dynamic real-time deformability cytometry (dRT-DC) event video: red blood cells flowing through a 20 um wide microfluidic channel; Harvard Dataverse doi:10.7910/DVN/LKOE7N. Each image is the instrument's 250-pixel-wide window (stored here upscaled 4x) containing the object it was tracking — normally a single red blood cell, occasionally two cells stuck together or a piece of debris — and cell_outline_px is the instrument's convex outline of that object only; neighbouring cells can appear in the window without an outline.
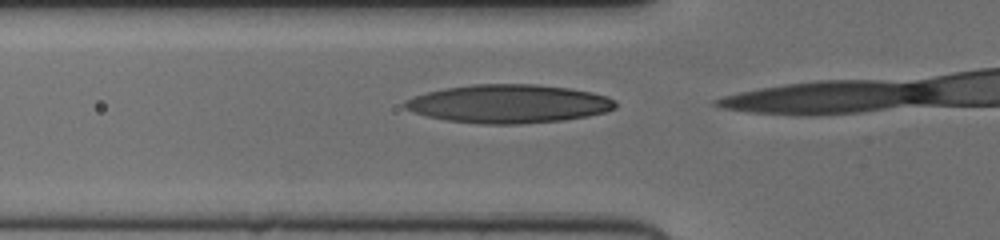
{"species": "human", "species_latin": "Homo sapiens", "temperature_condition": "cold", "stored_images_in_passage": 13, "camera_frame_rate_fps": 3000, "um_per_image_px": 0.085, "donor": {"sex": "female"}, "frame": {"image": 1, "passage_image": 11, "time_ms": 3.333, "image_size_px": [1000, 240], "cell_outline_px": [[616, 108], [604, 112], [588, 116], [564, 120], [520, 124], [480, 124], [448, 120], [428, 116], [412, 112], [404, 108], [404, 100], [412, 96], [444, 88], [472, 84], [536, 84], [568, 88], [592, 92], [608, 96], [616, 100]], "centroid_in_image_um": [43.24, 8.82], "position_along_channel_um": 82.6, "area_um2": 47.4}}